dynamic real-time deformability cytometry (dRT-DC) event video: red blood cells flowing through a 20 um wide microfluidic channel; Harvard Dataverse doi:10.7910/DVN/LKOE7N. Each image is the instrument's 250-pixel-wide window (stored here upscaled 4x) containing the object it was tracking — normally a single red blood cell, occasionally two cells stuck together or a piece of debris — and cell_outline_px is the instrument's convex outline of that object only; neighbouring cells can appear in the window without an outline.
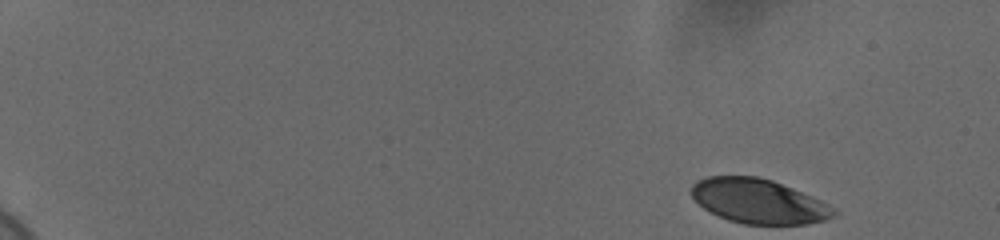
{"species": "human", "species_latin": "Homo sapiens", "temperature_condition": "cold", "stored_images_in_passage": 15, "camera_frame_rate_fps": 3000, "um_per_image_px": 0.085, "donor": {"sex": "female"}, "frame": {"image": 1, "passage_image": 1, "time_ms": 0.0, "image_size_px": [1000, 240], "cell_outline_px": [[840, 212], [824, 220], [808, 224], [744, 224], [728, 220], [704, 208], [692, 196], [692, 184], [696, 180], [708, 176], [756, 176], [772, 180], [812, 196], [828, 204]], "centroid_in_image_um": [64.49, 17.1], "position_along_channel_um": 20.5, "area_um2": 36.7}}
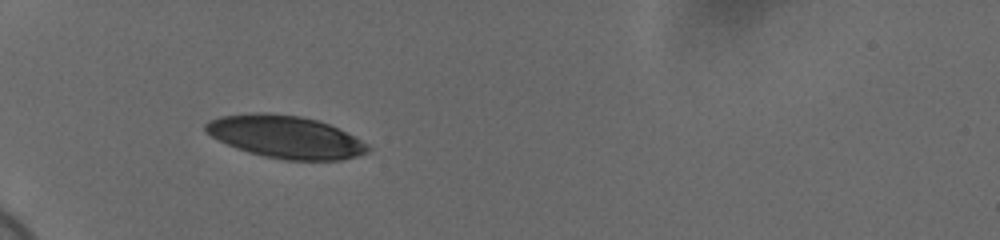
{"frame": {"image": 2, "passage_image": 11, "time_ms": 3.333, "image_size_px": [1000, 240], "cell_outline_px": [[372, 148], [368, 152], [356, 156], [340, 160], [284, 160], [264, 156], [248, 152], [236, 148], [212, 136], [204, 128], [204, 124], [208, 120], [220, 116], [252, 112], [268, 112], [300, 116], [320, 120], [368, 144]], "centroid_in_image_um": [24.25, 11.62], "position_along_channel_um": 60.8, "area_um2": 40.11}}
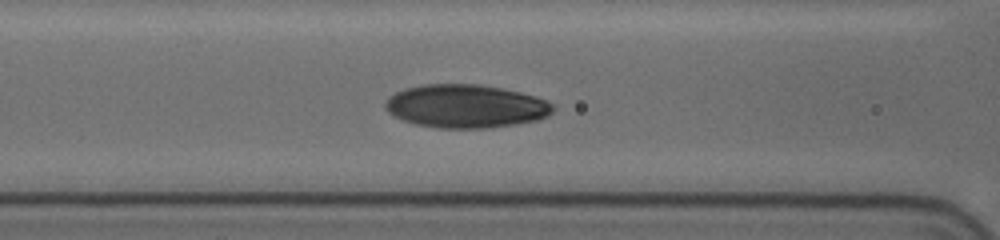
{"frame": {"image": 3, "passage_image": 15, "time_ms": 4.667, "image_size_px": [1000, 240], "cell_outline_px": [[556, 108], [548, 116], [536, 120], [516, 124], [488, 128], [436, 128], [416, 124], [404, 120], [388, 112], [384, 108], [384, 104], [396, 92], [404, 88], [424, 84], [480, 84], [504, 88], [536, 96], [556, 104]], "centroid_in_image_um": [39.64, 9.02], "position_along_channel_um": 127.0, "area_um2": 42.54}}